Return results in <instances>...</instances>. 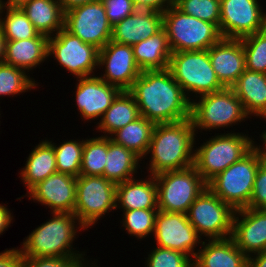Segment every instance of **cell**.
<instances>
[{
  "mask_svg": "<svg viewBox=\"0 0 266 267\" xmlns=\"http://www.w3.org/2000/svg\"><path fill=\"white\" fill-rule=\"evenodd\" d=\"M128 91L137 103L140 116L155 124L190 118L191 101L168 68L142 71Z\"/></svg>",
  "mask_w": 266,
  "mask_h": 267,
  "instance_id": "1",
  "label": "cell"
},
{
  "mask_svg": "<svg viewBox=\"0 0 266 267\" xmlns=\"http://www.w3.org/2000/svg\"><path fill=\"white\" fill-rule=\"evenodd\" d=\"M196 133L190 118L172 122L158 123L146 154L149 175L167 171L181 170L194 165ZM150 154V155H149Z\"/></svg>",
  "mask_w": 266,
  "mask_h": 267,
  "instance_id": "2",
  "label": "cell"
},
{
  "mask_svg": "<svg viewBox=\"0 0 266 267\" xmlns=\"http://www.w3.org/2000/svg\"><path fill=\"white\" fill-rule=\"evenodd\" d=\"M51 219L36 227L21 244L22 257H84L73 248L79 231L87 229L73 213L52 212ZM78 232V233H77Z\"/></svg>",
  "mask_w": 266,
  "mask_h": 267,
  "instance_id": "3",
  "label": "cell"
},
{
  "mask_svg": "<svg viewBox=\"0 0 266 267\" xmlns=\"http://www.w3.org/2000/svg\"><path fill=\"white\" fill-rule=\"evenodd\" d=\"M226 132H215L200 147L195 146L194 167L206 183L253 149L255 138H250L248 133Z\"/></svg>",
  "mask_w": 266,
  "mask_h": 267,
  "instance_id": "4",
  "label": "cell"
},
{
  "mask_svg": "<svg viewBox=\"0 0 266 267\" xmlns=\"http://www.w3.org/2000/svg\"><path fill=\"white\" fill-rule=\"evenodd\" d=\"M248 118L251 119L232 88L203 94L191 101L190 119L196 134L198 130L227 129Z\"/></svg>",
  "mask_w": 266,
  "mask_h": 267,
  "instance_id": "5",
  "label": "cell"
},
{
  "mask_svg": "<svg viewBox=\"0 0 266 267\" xmlns=\"http://www.w3.org/2000/svg\"><path fill=\"white\" fill-rule=\"evenodd\" d=\"M162 16L172 53L208 50L223 38L216 24L187 15L175 5L163 12Z\"/></svg>",
  "mask_w": 266,
  "mask_h": 267,
  "instance_id": "6",
  "label": "cell"
},
{
  "mask_svg": "<svg viewBox=\"0 0 266 267\" xmlns=\"http://www.w3.org/2000/svg\"><path fill=\"white\" fill-rule=\"evenodd\" d=\"M168 69L190 101L225 88L211 65L208 50L171 53Z\"/></svg>",
  "mask_w": 266,
  "mask_h": 267,
  "instance_id": "7",
  "label": "cell"
},
{
  "mask_svg": "<svg viewBox=\"0 0 266 267\" xmlns=\"http://www.w3.org/2000/svg\"><path fill=\"white\" fill-rule=\"evenodd\" d=\"M262 160L252 149L207 183V187L235 211L250 203L255 176Z\"/></svg>",
  "mask_w": 266,
  "mask_h": 267,
  "instance_id": "8",
  "label": "cell"
},
{
  "mask_svg": "<svg viewBox=\"0 0 266 267\" xmlns=\"http://www.w3.org/2000/svg\"><path fill=\"white\" fill-rule=\"evenodd\" d=\"M159 211L187 213L190 205L207 188L194 165L154 176Z\"/></svg>",
  "mask_w": 266,
  "mask_h": 267,
  "instance_id": "9",
  "label": "cell"
},
{
  "mask_svg": "<svg viewBox=\"0 0 266 267\" xmlns=\"http://www.w3.org/2000/svg\"><path fill=\"white\" fill-rule=\"evenodd\" d=\"M116 186L104 176L77 177L74 214L87 230L116 210Z\"/></svg>",
  "mask_w": 266,
  "mask_h": 267,
  "instance_id": "10",
  "label": "cell"
},
{
  "mask_svg": "<svg viewBox=\"0 0 266 267\" xmlns=\"http://www.w3.org/2000/svg\"><path fill=\"white\" fill-rule=\"evenodd\" d=\"M234 213L229 204L207 187L190 205L186 215L202 239L213 240L231 237Z\"/></svg>",
  "mask_w": 266,
  "mask_h": 267,
  "instance_id": "11",
  "label": "cell"
},
{
  "mask_svg": "<svg viewBox=\"0 0 266 267\" xmlns=\"http://www.w3.org/2000/svg\"><path fill=\"white\" fill-rule=\"evenodd\" d=\"M50 57L77 79L95 74L94 71L98 68L99 49L83 42L63 27L48 39V58Z\"/></svg>",
  "mask_w": 266,
  "mask_h": 267,
  "instance_id": "12",
  "label": "cell"
},
{
  "mask_svg": "<svg viewBox=\"0 0 266 267\" xmlns=\"http://www.w3.org/2000/svg\"><path fill=\"white\" fill-rule=\"evenodd\" d=\"M64 28L98 49L103 48L112 38V25L101 0L65 11Z\"/></svg>",
  "mask_w": 266,
  "mask_h": 267,
  "instance_id": "13",
  "label": "cell"
},
{
  "mask_svg": "<svg viewBox=\"0 0 266 267\" xmlns=\"http://www.w3.org/2000/svg\"><path fill=\"white\" fill-rule=\"evenodd\" d=\"M259 0H220L219 30L223 38L242 39L266 29Z\"/></svg>",
  "mask_w": 266,
  "mask_h": 267,
  "instance_id": "14",
  "label": "cell"
},
{
  "mask_svg": "<svg viewBox=\"0 0 266 267\" xmlns=\"http://www.w3.org/2000/svg\"><path fill=\"white\" fill-rule=\"evenodd\" d=\"M158 247L179 251L192 260L201 247L202 239L185 213L159 211L153 233ZM197 250V252H196Z\"/></svg>",
  "mask_w": 266,
  "mask_h": 267,
  "instance_id": "15",
  "label": "cell"
},
{
  "mask_svg": "<svg viewBox=\"0 0 266 267\" xmlns=\"http://www.w3.org/2000/svg\"><path fill=\"white\" fill-rule=\"evenodd\" d=\"M101 68L104 71L99 77L121 90H129L142 73L135 61L132 46L111 40L99 49L98 69Z\"/></svg>",
  "mask_w": 266,
  "mask_h": 267,
  "instance_id": "16",
  "label": "cell"
},
{
  "mask_svg": "<svg viewBox=\"0 0 266 267\" xmlns=\"http://www.w3.org/2000/svg\"><path fill=\"white\" fill-rule=\"evenodd\" d=\"M75 102L82 121L99 120L110 108L114 99L122 91L119 87L108 84L99 76L92 75L76 80Z\"/></svg>",
  "mask_w": 266,
  "mask_h": 267,
  "instance_id": "17",
  "label": "cell"
},
{
  "mask_svg": "<svg viewBox=\"0 0 266 267\" xmlns=\"http://www.w3.org/2000/svg\"><path fill=\"white\" fill-rule=\"evenodd\" d=\"M77 178L56 172L33 186L27 196L33 202L50 208V213H73L76 204Z\"/></svg>",
  "mask_w": 266,
  "mask_h": 267,
  "instance_id": "18",
  "label": "cell"
},
{
  "mask_svg": "<svg viewBox=\"0 0 266 267\" xmlns=\"http://www.w3.org/2000/svg\"><path fill=\"white\" fill-rule=\"evenodd\" d=\"M231 238L248 257L265 251L266 209L243 208L236 210Z\"/></svg>",
  "mask_w": 266,
  "mask_h": 267,
  "instance_id": "19",
  "label": "cell"
},
{
  "mask_svg": "<svg viewBox=\"0 0 266 267\" xmlns=\"http://www.w3.org/2000/svg\"><path fill=\"white\" fill-rule=\"evenodd\" d=\"M211 65L225 88H231L246 69L241 39L222 38L208 49Z\"/></svg>",
  "mask_w": 266,
  "mask_h": 267,
  "instance_id": "20",
  "label": "cell"
},
{
  "mask_svg": "<svg viewBox=\"0 0 266 267\" xmlns=\"http://www.w3.org/2000/svg\"><path fill=\"white\" fill-rule=\"evenodd\" d=\"M162 28V13L136 9L131 15L112 26L111 41L132 46L141 40H146Z\"/></svg>",
  "mask_w": 266,
  "mask_h": 267,
  "instance_id": "21",
  "label": "cell"
},
{
  "mask_svg": "<svg viewBox=\"0 0 266 267\" xmlns=\"http://www.w3.org/2000/svg\"><path fill=\"white\" fill-rule=\"evenodd\" d=\"M193 267H249V257L229 237L202 241Z\"/></svg>",
  "mask_w": 266,
  "mask_h": 267,
  "instance_id": "22",
  "label": "cell"
},
{
  "mask_svg": "<svg viewBox=\"0 0 266 267\" xmlns=\"http://www.w3.org/2000/svg\"><path fill=\"white\" fill-rule=\"evenodd\" d=\"M48 39L39 33L35 38L6 40L3 63L32 72L49 59Z\"/></svg>",
  "mask_w": 266,
  "mask_h": 267,
  "instance_id": "23",
  "label": "cell"
},
{
  "mask_svg": "<svg viewBox=\"0 0 266 267\" xmlns=\"http://www.w3.org/2000/svg\"><path fill=\"white\" fill-rule=\"evenodd\" d=\"M127 180L116 186V210L158 209L157 183L153 175Z\"/></svg>",
  "mask_w": 266,
  "mask_h": 267,
  "instance_id": "24",
  "label": "cell"
},
{
  "mask_svg": "<svg viewBox=\"0 0 266 267\" xmlns=\"http://www.w3.org/2000/svg\"><path fill=\"white\" fill-rule=\"evenodd\" d=\"M250 117L266 119V74L247 69L231 87Z\"/></svg>",
  "mask_w": 266,
  "mask_h": 267,
  "instance_id": "25",
  "label": "cell"
},
{
  "mask_svg": "<svg viewBox=\"0 0 266 267\" xmlns=\"http://www.w3.org/2000/svg\"><path fill=\"white\" fill-rule=\"evenodd\" d=\"M21 9L40 34L51 37L64 27L65 12L59 0H31Z\"/></svg>",
  "mask_w": 266,
  "mask_h": 267,
  "instance_id": "26",
  "label": "cell"
},
{
  "mask_svg": "<svg viewBox=\"0 0 266 267\" xmlns=\"http://www.w3.org/2000/svg\"><path fill=\"white\" fill-rule=\"evenodd\" d=\"M56 172L54 148L45 138L41 139L28 155L25 166L20 169L19 178L21 177V182L28 192L37 183Z\"/></svg>",
  "mask_w": 266,
  "mask_h": 267,
  "instance_id": "27",
  "label": "cell"
},
{
  "mask_svg": "<svg viewBox=\"0 0 266 267\" xmlns=\"http://www.w3.org/2000/svg\"><path fill=\"white\" fill-rule=\"evenodd\" d=\"M132 49L141 71L167 69L169 66L172 52L164 28L146 40L132 45Z\"/></svg>",
  "mask_w": 266,
  "mask_h": 267,
  "instance_id": "28",
  "label": "cell"
},
{
  "mask_svg": "<svg viewBox=\"0 0 266 267\" xmlns=\"http://www.w3.org/2000/svg\"><path fill=\"white\" fill-rule=\"evenodd\" d=\"M139 117V109L133 95L128 90H122L96 123V130L104 133L101 136L110 137L115 131Z\"/></svg>",
  "mask_w": 266,
  "mask_h": 267,
  "instance_id": "29",
  "label": "cell"
},
{
  "mask_svg": "<svg viewBox=\"0 0 266 267\" xmlns=\"http://www.w3.org/2000/svg\"><path fill=\"white\" fill-rule=\"evenodd\" d=\"M142 160L122 145L108 137V148L103 176L114 184L133 179L141 169Z\"/></svg>",
  "mask_w": 266,
  "mask_h": 267,
  "instance_id": "30",
  "label": "cell"
},
{
  "mask_svg": "<svg viewBox=\"0 0 266 267\" xmlns=\"http://www.w3.org/2000/svg\"><path fill=\"white\" fill-rule=\"evenodd\" d=\"M155 123L140 116L125 127L115 131L110 139L118 145H122L132 151L141 160L148 159L146 154L152 138Z\"/></svg>",
  "mask_w": 266,
  "mask_h": 267,
  "instance_id": "31",
  "label": "cell"
},
{
  "mask_svg": "<svg viewBox=\"0 0 266 267\" xmlns=\"http://www.w3.org/2000/svg\"><path fill=\"white\" fill-rule=\"evenodd\" d=\"M0 27L5 40L30 39L39 34L21 8L2 6Z\"/></svg>",
  "mask_w": 266,
  "mask_h": 267,
  "instance_id": "32",
  "label": "cell"
},
{
  "mask_svg": "<svg viewBox=\"0 0 266 267\" xmlns=\"http://www.w3.org/2000/svg\"><path fill=\"white\" fill-rule=\"evenodd\" d=\"M108 148V137L97 136L84 139L80 175L103 176Z\"/></svg>",
  "mask_w": 266,
  "mask_h": 267,
  "instance_id": "33",
  "label": "cell"
},
{
  "mask_svg": "<svg viewBox=\"0 0 266 267\" xmlns=\"http://www.w3.org/2000/svg\"><path fill=\"white\" fill-rule=\"evenodd\" d=\"M46 140L54 148L57 171L77 178L80 175L84 139L82 138V141L71 139L58 145L51 140Z\"/></svg>",
  "mask_w": 266,
  "mask_h": 267,
  "instance_id": "34",
  "label": "cell"
},
{
  "mask_svg": "<svg viewBox=\"0 0 266 267\" xmlns=\"http://www.w3.org/2000/svg\"><path fill=\"white\" fill-rule=\"evenodd\" d=\"M38 84L25 70L5 63L0 64V97L17 96L37 89Z\"/></svg>",
  "mask_w": 266,
  "mask_h": 267,
  "instance_id": "35",
  "label": "cell"
},
{
  "mask_svg": "<svg viewBox=\"0 0 266 267\" xmlns=\"http://www.w3.org/2000/svg\"><path fill=\"white\" fill-rule=\"evenodd\" d=\"M122 223L121 226L130 236H135L138 240L148 238L154 233L155 220L158 209H135L121 210ZM150 235V236H149ZM148 236V237H147Z\"/></svg>",
  "mask_w": 266,
  "mask_h": 267,
  "instance_id": "36",
  "label": "cell"
},
{
  "mask_svg": "<svg viewBox=\"0 0 266 267\" xmlns=\"http://www.w3.org/2000/svg\"><path fill=\"white\" fill-rule=\"evenodd\" d=\"M246 69L266 74V29L241 39Z\"/></svg>",
  "mask_w": 266,
  "mask_h": 267,
  "instance_id": "37",
  "label": "cell"
},
{
  "mask_svg": "<svg viewBox=\"0 0 266 267\" xmlns=\"http://www.w3.org/2000/svg\"><path fill=\"white\" fill-rule=\"evenodd\" d=\"M174 5L187 15L219 27L220 0H174Z\"/></svg>",
  "mask_w": 266,
  "mask_h": 267,
  "instance_id": "38",
  "label": "cell"
},
{
  "mask_svg": "<svg viewBox=\"0 0 266 267\" xmlns=\"http://www.w3.org/2000/svg\"><path fill=\"white\" fill-rule=\"evenodd\" d=\"M145 258V267H193V260L184 253L154 246Z\"/></svg>",
  "mask_w": 266,
  "mask_h": 267,
  "instance_id": "39",
  "label": "cell"
},
{
  "mask_svg": "<svg viewBox=\"0 0 266 267\" xmlns=\"http://www.w3.org/2000/svg\"><path fill=\"white\" fill-rule=\"evenodd\" d=\"M95 261L85 257H23L22 267H99Z\"/></svg>",
  "mask_w": 266,
  "mask_h": 267,
  "instance_id": "40",
  "label": "cell"
},
{
  "mask_svg": "<svg viewBox=\"0 0 266 267\" xmlns=\"http://www.w3.org/2000/svg\"><path fill=\"white\" fill-rule=\"evenodd\" d=\"M104 4L109 23L114 26L135 10L132 0H101Z\"/></svg>",
  "mask_w": 266,
  "mask_h": 267,
  "instance_id": "41",
  "label": "cell"
},
{
  "mask_svg": "<svg viewBox=\"0 0 266 267\" xmlns=\"http://www.w3.org/2000/svg\"><path fill=\"white\" fill-rule=\"evenodd\" d=\"M252 209H266V163L261 162L257 170L249 206Z\"/></svg>",
  "mask_w": 266,
  "mask_h": 267,
  "instance_id": "42",
  "label": "cell"
},
{
  "mask_svg": "<svg viewBox=\"0 0 266 267\" xmlns=\"http://www.w3.org/2000/svg\"><path fill=\"white\" fill-rule=\"evenodd\" d=\"M136 9L165 12L174 5V0H132Z\"/></svg>",
  "mask_w": 266,
  "mask_h": 267,
  "instance_id": "43",
  "label": "cell"
},
{
  "mask_svg": "<svg viewBox=\"0 0 266 267\" xmlns=\"http://www.w3.org/2000/svg\"><path fill=\"white\" fill-rule=\"evenodd\" d=\"M21 249L14 247L0 252V267H22Z\"/></svg>",
  "mask_w": 266,
  "mask_h": 267,
  "instance_id": "44",
  "label": "cell"
},
{
  "mask_svg": "<svg viewBox=\"0 0 266 267\" xmlns=\"http://www.w3.org/2000/svg\"><path fill=\"white\" fill-rule=\"evenodd\" d=\"M13 215L7 206L5 204H0V235H3L2 233L7 231V228L11 225V222L13 223Z\"/></svg>",
  "mask_w": 266,
  "mask_h": 267,
  "instance_id": "45",
  "label": "cell"
},
{
  "mask_svg": "<svg viewBox=\"0 0 266 267\" xmlns=\"http://www.w3.org/2000/svg\"><path fill=\"white\" fill-rule=\"evenodd\" d=\"M259 137L261 142L263 143L261 144L262 146L259 143H255L256 141H253L252 148L257 153L262 162L266 163V130H264V132L262 131Z\"/></svg>",
  "mask_w": 266,
  "mask_h": 267,
  "instance_id": "46",
  "label": "cell"
},
{
  "mask_svg": "<svg viewBox=\"0 0 266 267\" xmlns=\"http://www.w3.org/2000/svg\"><path fill=\"white\" fill-rule=\"evenodd\" d=\"M249 267H266V250L249 257Z\"/></svg>",
  "mask_w": 266,
  "mask_h": 267,
  "instance_id": "47",
  "label": "cell"
},
{
  "mask_svg": "<svg viewBox=\"0 0 266 267\" xmlns=\"http://www.w3.org/2000/svg\"><path fill=\"white\" fill-rule=\"evenodd\" d=\"M97 0H59L62 8L65 11H68L76 6L84 5L86 3L95 2Z\"/></svg>",
  "mask_w": 266,
  "mask_h": 267,
  "instance_id": "48",
  "label": "cell"
},
{
  "mask_svg": "<svg viewBox=\"0 0 266 267\" xmlns=\"http://www.w3.org/2000/svg\"><path fill=\"white\" fill-rule=\"evenodd\" d=\"M3 7L21 8L23 5L31 0H0Z\"/></svg>",
  "mask_w": 266,
  "mask_h": 267,
  "instance_id": "49",
  "label": "cell"
},
{
  "mask_svg": "<svg viewBox=\"0 0 266 267\" xmlns=\"http://www.w3.org/2000/svg\"><path fill=\"white\" fill-rule=\"evenodd\" d=\"M5 37L3 36L1 27H0V64L3 63L5 57Z\"/></svg>",
  "mask_w": 266,
  "mask_h": 267,
  "instance_id": "50",
  "label": "cell"
}]
</instances>
